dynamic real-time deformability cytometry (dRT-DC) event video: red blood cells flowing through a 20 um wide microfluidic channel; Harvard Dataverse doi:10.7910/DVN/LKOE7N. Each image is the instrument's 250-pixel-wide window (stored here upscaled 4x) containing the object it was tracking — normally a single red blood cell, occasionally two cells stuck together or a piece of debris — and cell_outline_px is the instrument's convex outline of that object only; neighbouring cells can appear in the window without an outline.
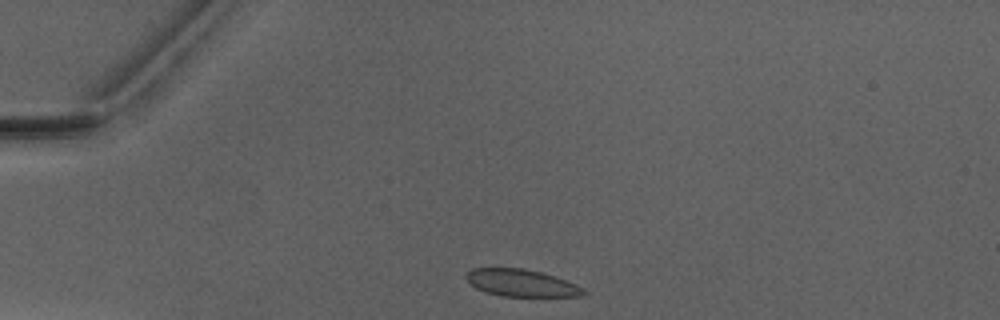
{"species": "Egyptian fruit bat (a non-hibernating species)", "species_latin": "Rousettus aegyptiacus", "temperature_condition": "warm", "stored_images_in_passage": 1, "camera_frame_rate_fps": 3000, "um_per_image_px": 0.085, "animal": {"sex": "male"}, "frame": {"image": 1, "passage_image": 1, "time_ms": 0.0, "image_size_px": [1000, 320], "cell_outline_px": [[588, 292], [580, 296], [500, 296], [476, 288], [468, 284], [464, 276], [472, 268], [524, 268], [540, 272], [576, 284], [584, 288]], "centroid_in_image_um": [44.28, 24.05], "position_along_channel_um": 40.7, "area_um2": 18.5}}